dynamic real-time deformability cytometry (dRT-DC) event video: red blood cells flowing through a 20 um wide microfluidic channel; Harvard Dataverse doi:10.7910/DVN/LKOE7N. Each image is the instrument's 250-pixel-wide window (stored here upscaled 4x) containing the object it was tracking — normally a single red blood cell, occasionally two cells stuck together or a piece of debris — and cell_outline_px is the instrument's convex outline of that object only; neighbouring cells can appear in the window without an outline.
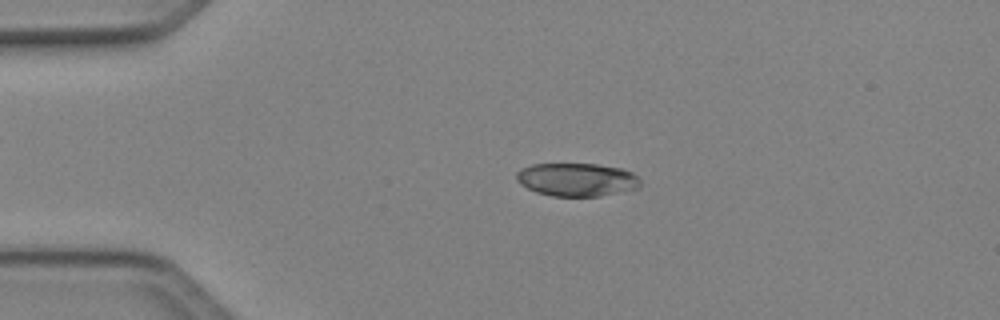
{"species": "Egyptian fruit bat (a non-hibernating species)", "species_latin": "Rousettus aegyptiacus", "temperature_condition": "cold", "stored_images_in_passage": 48, "camera_frame_rate_fps": 3000, "um_per_image_px": 0.085, "animal": {"sex": "female"}, "frame": {"image": 1, "passage_image": 10, "time_ms": 3.0, "image_size_px": [1000, 320], "cell_outline_px": [[640, 188], [600, 196], [552, 196], [536, 192], [520, 184], [516, 180], [516, 172], [520, 168], [532, 164], [596, 164], [620, 168], [632, 172], [640, 180]], "centroid_in_image_um": [49.01, 15.27], "position_along_channel_um": 36.0, "area_um2": 24.04}}
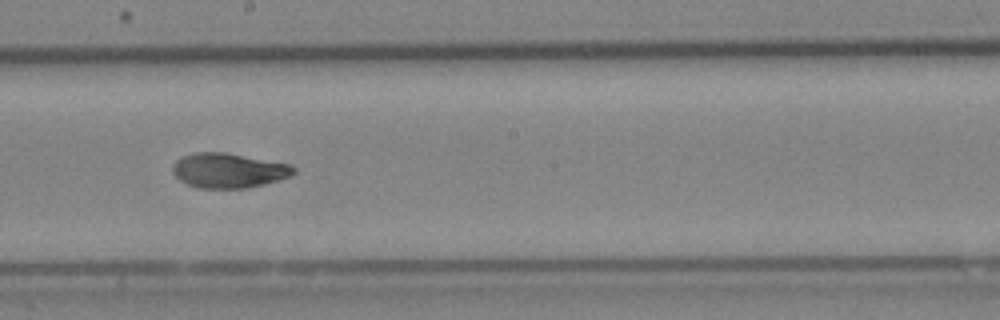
{"frame": {"image": 2, "passage_image": 27, "time_ms": 8.667, "image_size_px": [1000, 320], "cell_outline_px": [[296, 172], [288, 176], [264, 184], [248, 188], [200, 188], [188, 184], [180, 180], [172, 172], [172, 164], [176, 160], [184, 156], [196, 152], [224, 152], [288, 164], [296, 168]], "centroid_in_image_um": [19.39, 14.49], "position_along_channel_um": 228.8, "area_um2": 24.22}}
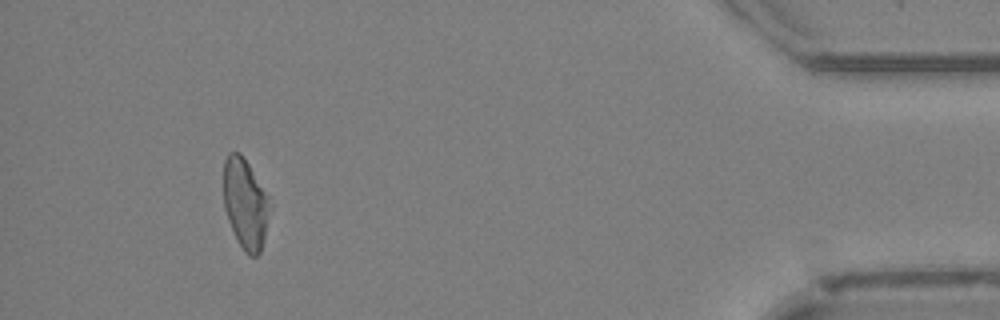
{"frame": {"image": 3, "passage_image": 45, "time_ms": 14.667, "image_size_px": [1000, 320], "cell_outline_px": [[272, 208], [260, 252], [256, 256], [248, 256], [244, 252], [228, 220], [224, 208], [224, 160], [228, 152], [240, 152], [248, 164], [268, 196], [272, 204]], "centroid_in_image_um": [20.87, 17.31], "position_along_channel_um": 414.3, "area_um2": 24.28}, "authors_computed_cell_mechanics": {"area_um2": 24.8251, "velocity_mm_per_s": 4.1251, "shape_relaxation_time_tau1_ms": 4.4144, "shape_relaxation_time_tau2_ms": 1.5756, "deformation_change_tau1": 0.1648, "deformation_change_tau2": 0.0611}}